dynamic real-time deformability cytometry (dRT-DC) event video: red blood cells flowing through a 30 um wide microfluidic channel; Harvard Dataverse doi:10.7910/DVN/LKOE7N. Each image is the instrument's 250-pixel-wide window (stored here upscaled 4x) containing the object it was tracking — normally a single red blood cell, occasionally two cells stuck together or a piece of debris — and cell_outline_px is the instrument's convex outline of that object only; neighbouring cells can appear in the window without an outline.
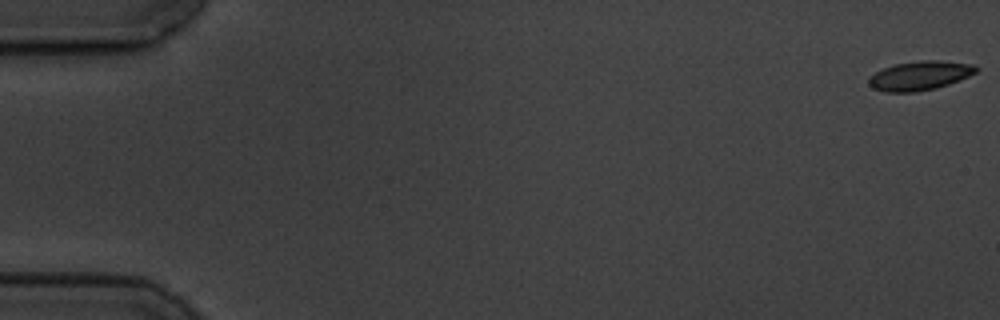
{"species": "common noctule bat (a hibernating species)", "species_latin": "Nyctalus noctula", "temperature_condition": "cold", "stored_images_in_passage": 5, "camera_frame_rate_fps": 3000, "um_per_image_px": 0.085, "animal": {"sex": "male", "body_mass_g": 19.5, "forearm_length_mm": 54.6}, "frame": {"image": 1, "passage_image": 1, "time_ms": 0.0, "image_size_px": [1000, 320], "cell_outline_px": [[980, 68], [976, 72], [960, 80], [936, 88], [916, 92], [884, 92], [872, 88], [868, 84], [868, 76], [884, 68], [896, 64], [920, 60], [936, 60], [972, 64]], "centroid_in_image_um": [78.16, 6.43], "position_along_channel_um": 6.8, "area_um2": 18.26}}
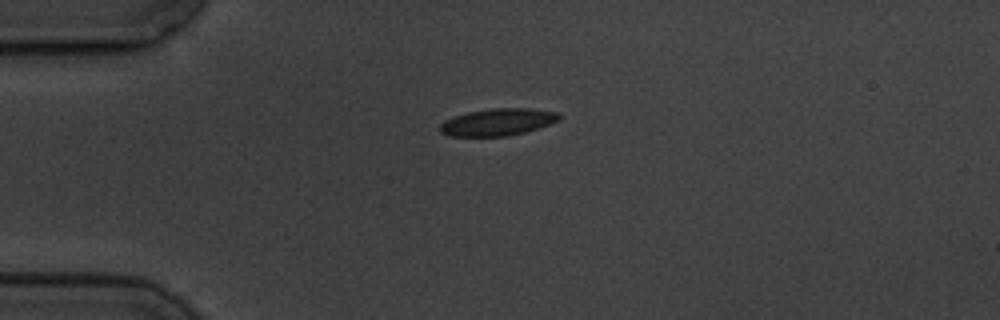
{"frame": {"image": 2, "passage_image": 4, "time_ms": 4.667, "image_size_px": [1000, 320], "cell_outline_px": [[560, 120], [524, 132], [508, 136], [452, 136], [440, 132], [440, 124], [444, 120], [468, 112], [492, 108], [528, 108], [556, 112], [560, 116]], "centroid_in_image_um": [42.29, 10.37], "position_along_channel_um": 42.7, "area_um2": 18.55}}